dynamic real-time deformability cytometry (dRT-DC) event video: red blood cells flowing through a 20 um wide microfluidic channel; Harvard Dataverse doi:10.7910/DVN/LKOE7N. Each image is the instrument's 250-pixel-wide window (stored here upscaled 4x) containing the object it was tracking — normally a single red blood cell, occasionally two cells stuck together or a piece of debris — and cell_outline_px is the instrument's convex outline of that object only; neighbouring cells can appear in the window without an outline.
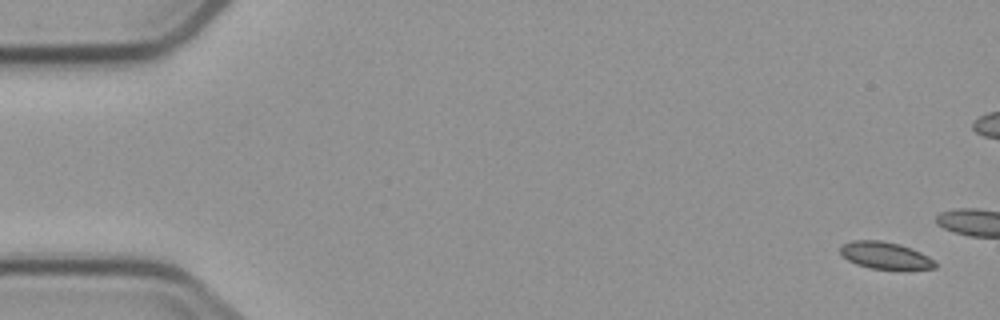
{"species": "common noctule bat (a hibernating species)", "species_latin": "Nyctalus noctula", "temperature_condition": "cold", "stored_images_in_passage": 4, "camera_frame_rate_fps": 3000, "um_per_image_px": 0.085, "animal": {"sex": "male", "body_mass_g": 23.1, "forearm_length_mm": 52.7}, "frame": {"image": 1, "passage_image": 1, "time_ms": 0.0, "image_size_px": [1000, 320], "cell_outline_px": [[936, 268], [868, 268], [856, 264], [848, 260], [840, 252], [840, 248], [844, 244], [852, 240], [880, 240], [900, 244], [912, 248], [936, 260]], "centroid_in_image_um": [75.24, 21.69], "position_along_channel_um": 9.8, "area_um2": 14.68}}